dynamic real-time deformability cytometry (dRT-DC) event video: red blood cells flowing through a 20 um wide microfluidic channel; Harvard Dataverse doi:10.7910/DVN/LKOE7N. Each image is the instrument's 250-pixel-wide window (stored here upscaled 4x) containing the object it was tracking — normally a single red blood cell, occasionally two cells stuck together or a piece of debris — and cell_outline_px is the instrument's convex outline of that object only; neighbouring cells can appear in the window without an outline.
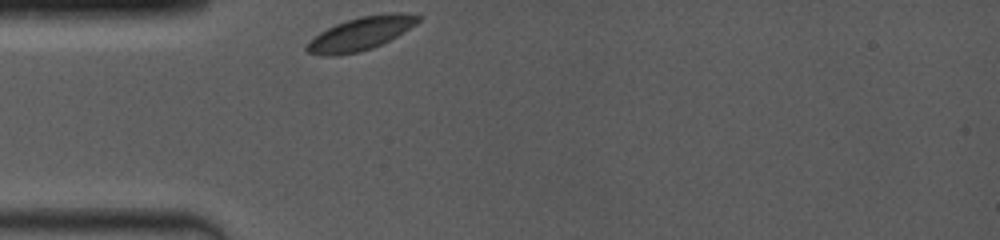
{"species": "common noctule bat (a hibernating species)", "species_latin": "Nyctalus noctula", "temperature_condition": "room temperature", "stored_images_in_passage": 49, "camera_frame_rate_fps": 4000, "um_per_image_px": 0.085, "animal": {"sex": "female", "body_mass_g": 19.0, "forearm_length_mm": 53.3}, "frame": {"image": 1, "passage_image": 1, "time_ms": 0.0, "image_size_px": [1000, 240], "cell_outline_px": [[420, 20], [416, 24], [404, 32], [372, 48], [360, 52], [336, 56], [324, 56], [308, 52], [304, 48], [320, 32], [336, 24], [360, 16], [392, 12], [396, 12], [420, 16]], "centroid_in_image_um": [30.66, 2.86], "position_along_channel_um": 54.3, "area_um2": 21.21}}
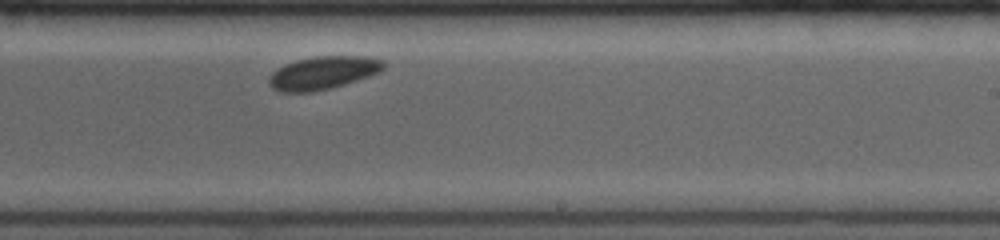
{"frame": {"image": 2, "passage_image": 25, "time_ms": 5.75, "image_size_px": [1000, 240], "cell_outline_px": [[384, 68], [380, 72], [344, 84], [312, 92], [280, 92], [272, 88], [268, 84], [268, 76], [276, 68], [284, 64], [296, 60], [316, 56], [364, 56], [384, 60]], "centroid_in_image_um": [27.41, 6.18], "position_along_channel_um": 261.6, "area_um2": 22.08}}
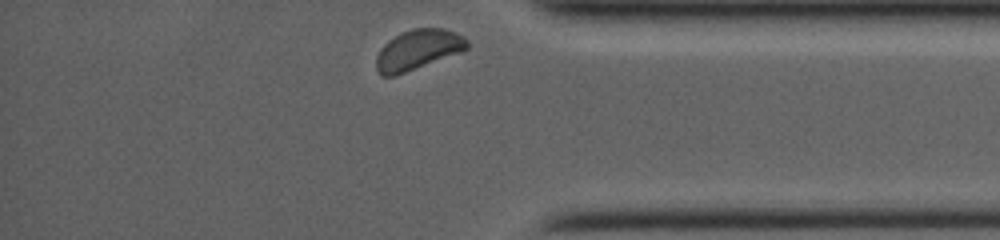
{"frame": {"image": 3, "passage_image": 48, "time_ms": 9.5, "image_size_px": [1000, 240], "cell_outline_px": [[468, 48], [460, 52], [396, 76], [380, 76], [376, 68], [376, 56], [380, 48], [388, 40], [400, 32], [412, 28], [444, 28], [464, 36], [468, 40]], "centroid_in_image_um": [35.49, 4.22], "position_along_channel_um": 399.7, "area_um2": 21.39}}